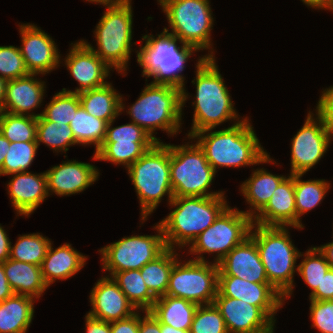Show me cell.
Wrapping results in <instances>:
<instances>
[{"label":"cell","mask_w":333,"mask_h":333,"mask_svg":"<svg viewBox=\"0 0 333 333\" xmlns=\"http://www.w3.org/2000/svg\"><path fill=\"white\" fill-rule=\"evenodd\" d=\"M0 133L10 142L36 141L37 117L5 112L0 121Z\"/></svg>","instance_id":"39"},{"label":"cell","mask_w":333,"mask_h":333,"mask_svg":"<svg viewBox=\"0 0 333 333\" xmlns=\"http://www.w3.org/2000/svg\"><path fill=\"white\" fill-rule=\"evenodd\" d=\"M249 121L251 120L245 117L241 122L233 123L222 130L206 129L195 133L188 140L194 139L216 173L220 167L240 168L264 163L276 164L261 146Z\"/></svg>","instance_id":"1"},{"label":"cell","mask_w":333,"mask_h":333,"mask_svg":"<svg viewBox=\"0 0 333 333\" xmlns=\"http://www.w3.org/2000/svg\"><path fill=\"white\" fill-rule=\"evenodd\" d=\"M20 53L31 74L46 75L60 66L61 54L55 41L34 23H19Z\"/></svg>","instance_id":"16"},{"label":"cell","mask_w":333,"mask_h":333,"mask_svg":"<svg viewBox=\"0 0 333 333\" xmlns=\"http://www.w3.org/2000/svg\"><path fill=\"white\" fill-rule=\"evenodd\" d=\"M51 242L38 232L20 235L14 245L11 242L10 259L41 266Z\"/></svg>","instance_id":"37"},{"label":"cell","mask_w":333,"mask_h":333,"mask_svg":"<svg viewBox=\"0 0 333 333\" xmlns=\"http://www.w3.org/2000/svg\"><path fill=\"white\" fill-rule=\"evenodd\" d=\"M199 305L180 297H158L150 312L160 322L175 329L190 330Z\"/></svg>","instance_id":"31"},{"label":"cell","mask_w":333,"mask_h":333,"mask_svg":"<svg viewBox=\"0 0 333 333\" xmlns=\"http://www.w3.org/2000/svg\"><path fill=\"white\" fill-rule=\"evenodd\" d=\"M80 105L78 94L62 90L55 93L47 103L41 117L51 122L69 125Z\"/></svg>","instance_id":"41"},{"label":"cell","mask_w":333,"mask_h":333,"mask_svg":"<svg viewBox=\"0 0 333 333\" xmlns=\"http://www.w3.org/2000/svg\"><path fill=\"white\" fill-rule=\"evenodd\" d=\"M7 231L0 224V262L3 263L10 258L11 241Z\"/></svg>","instance_id":"50"},{"label":"cell","mask_w":333,"mask_h":333,"mask_svg":"<svg viewBox=\"0 0 333 333\" xmlns=\"http://www.w3.org/2000/svg\"><path fill=\"white\" fill-rule=\"evenodd\" d=\"M10 284L5 276L3 263L0 262V302H3L7 298H10L14 295Z\"/></svg>","instance_id":"51"},{"label":"cell","mask_w":333,"mask_h":333,"mask_svg":"<svg viewBox=\"0 0 333 333\" xmlns=\"http://www.w3.org/2000/svg\"><path fill=\"white\" fill-rule=\"evenodd\" d=\"M37 150L38 144L36 141L10 142L9 150L0 168V176L28 171L35 159Z\"/></svg>","instance_id":"40"},{"label":"cell","mask_w":333,"mask_h":333,"mask_svg":"<svg viewBox=\"0 0 333 333\" xmlns=\"http://www.w3.org/2000/svg\"><path fill=\"white\" fill-rule=\"evenodd\" d=\"M107 122L85 111L80 105L74 113L69 127L77 145H94L95 152L102 146L106 135Z\"/></svg>","instance_id":"34"},{"label":"cell","mask_w":333,"mask_h":333,"mask_svg":"<svg viewBox=\"0 0 333 333\" xmlns=\"http://www.w3.org/2000/svg\"><path fill=\"white\" fill-rule=\"evenodd\" d=\"M218 291L223 296L260 307L274 322L285 303L284 296L270 283H253L235 276H218Z\"/></svg>","instance_id":"18"},{"label":"cell","mask_w":333,"mask_h":333,"mask_svg":"<svg viewBox=\"0 0 333 333\" xmlns=\"http://www.w3.org/2000/svg\"><path fill=\"white\" fill-rule=\"evenodd\" d=\"M52 244L51 242L41 265L42 277L48 288L57 279L66 280L77 274L88 259L70 243H64L55 249Z\"/></svg>","instance_id":"26"},{"label":"cell","mask_w":333,"mask_h":333,"mask_svg":"<svg viewBox=\"0 0 333 333\" xmlns=\"http://www.w3.org/2000/svg\"><path fill=\"white\" fill-rule=\"evenodd\" d=\"M44 172L49 196L54 193L60 197L83 192L94 184L100 175L93 164L74 159L62 161V164L50 167Z\"/></svg>","instance_id":"21"},{"label":"cell","mask_w":333,"mask_h":333,"mask_svg":"<svg viewBox=\"0 0 333 333\" xmlns=\"http://www.w3.org/2000/svg\"><path fill=\"white\" fill-rule=\"evenodd\" d=\"M215 59L202 55L195 64L196 76L191 81L196 88L195 100L192 102L194 114L187 138L206 129H215L230 120L234 124L244 120L240 119L234 108L235 103L231 99Z\"/></svg>","instance_id":"2"},{"label":"cell","mask_w":333,"mask_h":333,"mask_svg":"<svg viewBox=\"0 0 333 333\" xmlns=\"http://www.w3.org/2000/svg\"><path fill=\"white\" fill-rule=\"evenodd\" d=\"M315 113L309 111L303 126L291 139L290 174H306L310 171L326 154L333 141L324 119Z\"/></svg>","instance_id":"15"},{"label":"cell","mask_w":333,"mask_h":333,"mask_svg":"<svg viewBox=\"0 0 333 333\" xmlns=\"http://www.w3.org/2000/svg\"><path fill=\"white\" fill-rule=\"evenodd\" d=\"M312 328L320 333H333V300H309Z\"/></svg>","instance_id":"44"},{"label":"cell","mask_w":333,"mask_h":333,"mask_svg":"<svg viewBox=\"0 0 333 333\" xmlns=\"http://www.w3.org/2000/svg\"><path fill=\"white\" fill-rule=\"evenodd\" d=\"M141 210V224L147 221L157 206L168 196L173 199L170 180V143L156 142L128 169Z\"/></svg>","instance_id":"7"},{"label":"cell","mask_w":333,"mask_h":333,"mask_svg":"<svg viewBox=\"0 0 333 333\" xmlns=\"http://www.w3.org/2000/svg\"><path fill=\"white\" fill-rule=\"evenodd\" d=\"M217 264L218 276H235L253 283H269L256 243L250 236Z\"/></svg>","instance_id":"22"},{"label":"cell","mask_w":333,"mask_h":333,"mask_svg":"<svg viewBox=\"0 0 333 333\" xmlns=\"http://www.w3.org/2000/svg\"><path fill=\"white\" fill-rule=\"evenodd\" d=\"M5 113V110H4V107L3 105L0 103V121L2 120L3 118V114Z\"/></svg>","instance_id":"58"},{"label":"cell","mask_w":333,"mask_h":333,"mask_svg":"<svg viewBox=\"0 0 333 333\" xmlns=\"http://www.w3.org/2000/svg\"><path fill=\"white\" fill-rule=\"evenodd\" d=\"M175 249L167 248L155 260L148 262L141 269L142 278L149 291L156 297L166 295L170 273L179 259Z\"/></svg>","instance_id":"33"},{"label":"cell","mask_w":333,"mask_h":333,"mask_svg":"<svg viewBox=\"0 0 333 333\" xmlns=\"http://www.w3.org/2000/svg\"><path fill=\"white\" fill-rule=\"evenodd\" d=\"M213 303L224 318L228 333H260L276 323L260 307L223 296L219 291Z\"/></svg>","instance_id":"19"},{"label":"cell","mask_w":333,"mask_h":333,"mask_svg":"<svg viewBox=\"0 0 333 333\" xmlns=\"http://www.w3.org/2000/svg\"><path fill=\"white\" fill-rule=\"evenodd\" d=\"M3 267L8 283L17 295H26L38 300L48 289L42 277L41 266L9 258L3 262Z\"/></svg>","instance_id":"28"},{"label":"cell","mask_w":333,"mask_h":333,"mask_svg":"<svg viewBox=\"0 0 333 333\" xmlns=\"http://www.w3.org/2000/svg\"><path fill=\"white\" fill-rule=\"evenodd\" d=\"M289 228L253 223L249 234L256 243L269 283L284 296V301L293 294L300 254L290 238Z\"/></svg>","instance_id":"6"},{"label":"cell","mask_w":333,"mask_h":333,"mask_svg":"<svg viewBox=\"0 0 333 333\" xmlns=\"http://www.w3.org/2000/svg\"><path fill=\"white\" fill-rule=\"evenodd\" d=\"M285 178L286 175L272 174L265 168L254 170L239 188L250 205V209L243 212L253 219L267 205L273 192Z\"/></svg>","instance_id":"27"},{"label":"cell","mask_w":333,"mask_h":333,"mask_svg":"<svg viewBox=\"0 0 333 333\" xmlns=\"http://www.w3.org/2000/svg\"><path fill=\"white\" fill-rule=\"evenodd\" d=\"M253 223L296 228L294 174H289L278 185L267 205L253 218Z\"/></svg>","instance_id":"25"},{"label":"cell","mask_w":333,"mask_h":333,"mask_svg":"<svg viewBox=\"0 0 333 333\" xmlns=\"http://www.w3.org/2000/svg\"><path fill=\"white\" fill-rule=\"evenodd\" d=\"M85 1L109 7V6H117L123 4L129 0H85Z\"/></svg>","instance_id":"55"},{"label":"cell","mask_w":333,"mask_h":333,"mask_svg":"<svg viewBox=\"0 0 333 333\" xmlns=\"http://www.w3.org/2000/svg\"><path fill=\"white\" fill-rule=\"evenodd\" d=\"M7 183L8 195L17 216L29 217L49 196L45 172L14 173Z\"/></svg>","instance_id":"23"},{"label":"cell","mask_w":333,"mask_h":333,"mask_svg":"<svg viewBox=\"0 0 333 333\" xmlns=\"http://www.w3.org/2000/svg\"><path fill=\"white\" fill-rule=\"evenodd\" d=\"M112 333H139V311L131 317L110 322Z\"/></svg>","instance_id":"47"},{"label":"cell","mask_w":333,"mask_h":333,"mask_svg":"<svg viewBox=\"0 0 333 333\" xmlns=\"http://www.w3.org/2000/svg\"><path fill=\"white\" fill-rule=\"evenodd\" d=\"M81 105L86 112L107 123L117 119L125 112V104L120 93L108 82L105 86L78 94ZM121 113V114H120Z\"/></svg>","instance_id":"29"},{"label":"cell","mask_w":333,"mask_h":333,"mask_svg":"<svg viewBox=\"0 0 333 333\" xmlns=\"http://www.w3.org/2000/svg\"><path fill=\"white\" fill-rule=\"evenodd\" d=\"M304 174H294L296 229H303L301 216L314 209L324 200L331 183L325 179L302 180ZM310 210V211H309Z\"/></svg>","instance_id":"32"},{"label":"cell","mask_w":333,"mask_h":333,"mask_svg":"<svg viewBox=\"0 0 333 333\" xmlns=\"http://www.w3.org/2000/svg\"><path fill=\"white\" fill-rule=\"evenodd\" d=\"M324 255L327 263L333 268V241L317 247Z\"/></svg>","instance_id":"53"},{"label":"cell","mask_w":333,"mask_h":333,"mask_svg":"<svg viewBox=\"0 0 333 333\" xmlns=\"http://www.w3.org/2000/svg\"><path fill=\"white\" fill-rule=\"evenodd\" d=\"M302 253L300 252L299 254V258L303 256V259L298 264L297 273L310 287V296L317 290L318 286H320L324 275L331 267L317 246L310 247L305 253Z\"/></svg>","instance_id":"38"},{"label":"cell","mask_w":333,"mask_h":333,"mask_svg":"<svg viewBox=\"0 0 333 333\" xmlns=\"http://www.w3.org/2000/svg\"><path fill=\"white\" fill-rule=\"evenodd\" d=\"M7 80L0 77V103L4 105Z\"/></svg>","instance_id":"57"},{"label":"cell","mask_w":333,"mask_h":333,"mask_svg":"<svg viewBox=\"0 0 333 333\" xmlns=\"http://www.w3.org/2000/svg\"><path fill=\"white\" fill-rule=\"evenodd\" d=\"M253 219L236 207L228 206L205 231L189 245L195 261H206L204 254L216 253L214 263L220 262L235 246L249 237Z\"/></svg>","instance_id":"11"},{"label":"cell","mask_w":333,"mask_h":333,"mask_svg":"<svg viewBox=\"0 0 333 333\" xmlns=\"http://www.w3.org/2000/svg\"><path fill=\"white\" fill-rule=\"evenodd\" d=\"M139 312V333H161V324L150 311ZM145 313V314H144Z\"/></svg>","instance_id":"48"},{"label":"cell","mask_w":333,"mask_h":333,"mask_svg":"<svg viewBox=\"0 0 333 333\" xmlns=\"http://www.w3.org/2000/svg\"><path fill=\"white\" fill-rule=\"evenodd\" d=\"M190 333H228L224 318L214 303L198 306Z\"/></svg>","instance_id":"42"},{"label":"cell","mask_w":333,"mask_h":333,"mask_svg":"<svg viewBox=\"0 0 333 333\" xmlns=\"http://www.w3.org/2000/svg\"><path fill=\"white\" fill-rule=\"evenodd\" d=\"M157 1L166 15L171 31L166 27L163 30L199 51L208 50L206 57H215L211 40L214 18L209 0Z\"/></svg>","instance_id":"9"},{"label":"cell","mask_w":333,"mask_h":333,"mask_svg":"<svg viewBox=\"0 0 333 333\" xmlns=\"http://www.w3.org/2000/svg\"><path fill=\"white\" fill-rule=\"evenodd\" d=\"M161 333H190V330L175 329L167 324H161Z\"/></svg>","instance_id":"56"},{"label":"cell","mask_w":333,"mask_h":333,"mask_svg":"<svg viewBox=\"0 0 333 333\" xmlns=\"http://www.w3.org/2000/svg\"><path fill=\"white\" fill-rule=\"evenodd\" d=\"M306 6L314 9L331 10L333 12V0H301Z\"/></svg>","instance_id":"52"},{"label":"cell","mask_w":333,"mask_h":333,"mask_svg":"<svg viewBox=\"0 0 333 333\" xmlns=\"http://www.w3.org/2000/svg\"><path fill=\"white\" fill-rule=\"evenodd\" d=\"M145 41L137 53V63L140 65L143 77H153L152 83L172 84L182 88V108L189 95L185 89V77L181 72L185 69L188 59L200 52L192 45L184 42L163 30L155 37L152 34L142 36ZM178 43L181 45L179 46Z\"/></svg>","instance_id":"3"},{"label":"cell","mask_w":333,"mask_h":333,"mask_svg":"<svg viewBox=\"0 0 333 333\" xmlns=\"http://www.w3.org/2000/svg\"><path fill=\"white\" fill-rule=\"evenodd\" d=\"M9 146H10V141L0 133V168L3 165V161L5 155L9 150Z\"/></svg>","instance_id":"54"},{"label":"cell","mask_w":333,"mask_h":333,"mask_svg":"<svg viewBox=\"0 0 333 333\" xmlns=\"http://www.w3.org/2000/svg\"><path fill=\"white\" fill-rule=\"evenodd\" d=\"M35 299L14 294L0 302V333H26L34 317Z\"/></svg>","instance_id":"30"},{"label":"cell","mask_w":333,"mask_h":333,"mask_svg":"<svg viewBox=\"0 0 333 333\" xmlns=\"http://www.w3.org/2000/svg\"><path fill=\"white\" fill-rule=\"evenodd\" d=\"M115 120L107 124L103 144L94 152L92 159L123 165L128 169L156 141L132 121L128 124L113 127Z\"/></svg>","instance_id":"14"},{"label":"cell","mask_w":333,"mask_h":333,"mask_svg":"<svg viewBox=\"0 0 333 333\" xmlns=\"http://www.w3.org/2000/svg\"><path fill=\"white\" fill-rule=\"evenodd\" d=\"M36 142L38 148L42 143L53 149L55 153H66L69 147L77 144L68 124L51 122L41 116L37 117Z\"/></svg>","instance_id":"36"},{"label":"cell","mask_w":333,"mask_h":333,"mask_svg":"<svg viewBox=\"0 0 333 333\" xmlns=\"http://www.w3.org/2000/svg\"><path fill=\"white\" fill-rule=\"evenodd\" d=\"M217 263L188 260L174 263L166 295L180 297L197 305L212 304L218 292Z\"/></svg>","instance_id":"13"},{"label":"cell","mask_w":333,"mask_h":333,"mask_svg":"<svg viewBox=\"0 0 333 333\" xmlns=\"http://www.w3.org/2000/svg\"><path fill=\"white\" fill-rule=\"evenodd\" d=\"M36 76L38 74L29 73L7 81L3 105L5 112L31 117L41 116L42 113L31 112L40 108L46 91L45 82Z\"/></svg>","instance_id":"24"},{"label":"cell","mask_w":333,"mask_h":333,"mask_svg":"<svg viewBox=\"0 0 333 333\" xmlns=\"http://www.w3.org/2000/svg\"><path fill=\"white\" fill-rule=\"evenodd\" d=\"M191 140L183 145L170 144V180L173 197H209L225 195L210 191L216 171L208 163L204 151Z\"/></svg>","instance_id":"10"},{"label":"cell","mask_w":333,"mask_h":333,"mask_svg":"<svg viewBox=\"0 0 333 333\" xmlns=\"http://www.w3.org/2000/svg\"><path fill=\"white\" fill-rule=\"evenodd\" d=\"M129 108V109H128ZM182 88L172 84L146 83L139 97L127 107L131 121L140 126L156 142V130L174 136L182 132Z\"/></svg>","instance_id":"5"},{"label":"cell","mask_w":333,"mask_h":333,"mask_svg":"<svg viewBox=\"0 0 333 333\" xmlns=\"http://www.w3.org/2000/svg\"><path fill=\"white\" fill-rule=\"evenodd\" d=\"M309 300H333V268L324 275L320 286L309 296Z\"/></svg>","instance_id":"46"},{"label":"cell","mask_w":333,"mask_h":333,"mask_svg":"<svg viewBox=\"0 0 333 333\" xmlns=\"http://www.w3.org/2000/svg\"><path fill=\"white\" fill-rule=\"evenodd\" d=\"M322 90L315 111L324 119L327 129L333 137V85Z\"/></svg>","instance_id":"45"},{"label":"cell","mask_w":333,"mask_h":333,"mask_svg":"<svg viewBox=\"0 0 333 333\" xmlns=\"http://www.w3.org/2000/svg\"><path fill=\"white\" fill-rule=\"evenodd\" d=\"M274 328H275V325L271 329L260 332V333H274Z\"/></svg>","instance_id":"59"},{"label":"cell","mask_w":333,"mask_h":333,"mask_svg":"<svg viewBox=\"0 0 333 333\" xmlns=\"http://www.w3.org/2000/svg\"><path fill=\"white\" fill-rule=\"evenodd\" d=\"M85 333H112L110 322H105L94 317L85 315Z\"/></svg>","instance_id":"49"},{"label":"cell","mask_w":333,"mask_h":333,"mask_svg":"<svg viewBox=\"0 0 333 333\" xmlns=\"http://www.w3.org/2000/svg\"><path fill=\"white\" fill-rule=\"evenodd\" d=\"M90 291L91 311L96 319L113 322L131 317L137 312L112 277L103 276Z\"/></svg>","instance_id":"20"},{"label":"cell","mask_w":333,"mask_h":333,"mask_svg":"<svg viewBox=\"0 0 333 333\" xmlns=\"http://www.w3.org/2000/svg\"><path fill=\"white\" fill-rule=\"evenodd\" d=\"M28 74L19 47L0 46V77L8 81Z\"/></svg>","instance_id":"43"},{"label":"cell","mask_w":333,"mask_h":333,"mask_svg":"<svg viewBox=\"0 0 333 333\" xmlns=\"http://www.w3.org/2000/svg\"><path fill=\"white\" fill-rule=\"evenodd\" d=\"M132 0L117 6L106 7L93 32L96 46L82 40L111 69L127 74L132 50L133 8Z\"/></svg>","instance_id":"8"},{"label":"cell","mask_w":333,"mask_h":333,"mask_svg":"<svg viewBox=\"0 0 333 333\" xmlns=\"http://www.w3.org/2000/svg\"><path fill=\"white\" fill-rule=\"evenodd\" d=\"M168 204L174 210L159 224L166 247L171 249L189 246L229 206L224 195L173 197Z\"/></svg>","instance_id":"4"},{"label":"cell","mask_w":333,"mask_h":333,"mask_svg":"<svg viewBox=\"0 0 333 333\" xmlns=\"http://www.w3.org/2000/svg\"><path fill=\"white\" fill-rule=\"evenodd\" d=\"M64 63L70 75L78 82L75 90H62L80 94L85 91L105 86L107 77L112 70L83 41L71 43L69 53L65 55Z\"/></svg>","instance_id":"17"},{"label":"cell","mask_w":333,"mask_h":333,"mask_svg":"<svg viewBox=\"0 0 333 333\" xmlns=\"http://www.w3.org/2000/svg\"><path fill=\"white\" fill-rule=\"evenodd\" d=\"M153 229L157 234L125 236L98 250L102 255V270L109 271L106 276L112 277L116 272L125 270H140L160 256L167 247L159 222Z\"/></svg>","instance_id":"12"},{"label":"cell","mask_w":333,"mask_h":333,"mask_svg":"<svg viewBox=\"0 0 333 333\" xmlns=\"http://www.w3.org/2000/svg\"><path fill=\"white\" fill-rule=\"evenodd\" d=\"M137 311H150L157 299L147 288L140 270H125L112 276Z\"/></svg>","instance_id":"35"}]
</instances>
